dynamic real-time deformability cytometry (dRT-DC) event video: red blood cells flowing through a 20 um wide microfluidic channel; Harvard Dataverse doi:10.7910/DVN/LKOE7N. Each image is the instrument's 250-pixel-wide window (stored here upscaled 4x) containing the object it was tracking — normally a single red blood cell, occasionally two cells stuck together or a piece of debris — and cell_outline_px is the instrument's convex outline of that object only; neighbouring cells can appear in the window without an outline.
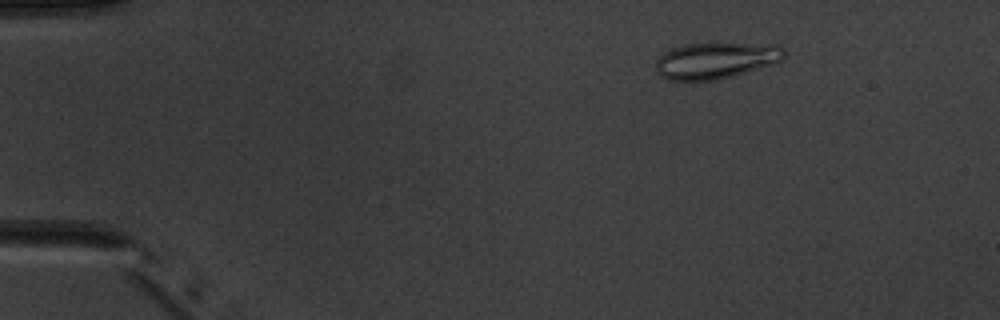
{"species": "common noctule bat (a hibernating species)", "species_latin": "Nyctalus noctula", "temperature_condition": "warm", "stored_images_in_passage": 5, "camera_frame_rate_fps": 3000, "um_per_image_px": 0.085, "animal": {"sex": "male", "body_mass_g": 20.1, "forearm_length_mm": 53.5}, "frame": {"image": 1, "passage_image": 2, "time_ms": 2.333, "image_size_px": [1000, 320], "cell_outline_px": [[784, 56], [780, 60], [732, 76], [716, 80], [668, 80], [660, 76], [656, 72], [656, 60], [664, 52], [672, 48], [684, 44], [780, 44], [784, 48]], "centroid_in_image_um": [60.78, 5.14], "position_along_channel_um": 24.2, "area_um2": 26.7}}